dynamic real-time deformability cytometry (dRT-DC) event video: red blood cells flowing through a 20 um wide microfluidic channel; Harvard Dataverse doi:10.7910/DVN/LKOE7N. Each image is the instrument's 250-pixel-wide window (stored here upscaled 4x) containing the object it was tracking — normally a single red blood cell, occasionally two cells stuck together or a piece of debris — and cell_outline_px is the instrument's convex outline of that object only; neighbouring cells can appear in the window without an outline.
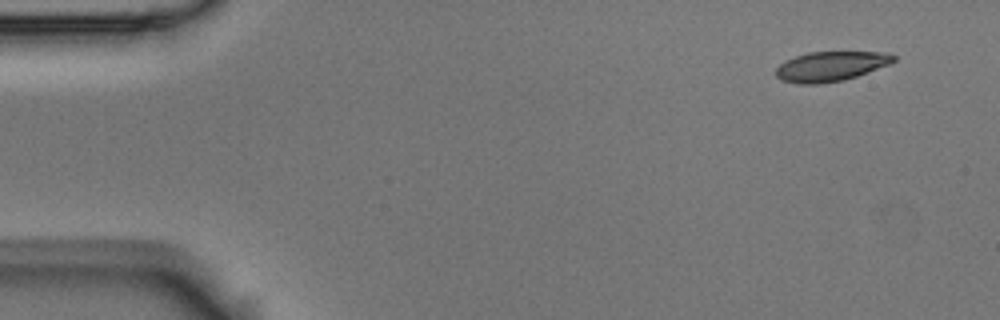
{"species": "Egyptian fruit bat (a non-hibernating species)", "species_latin": "Rousettus aegyptiacus", "temperature_condition": "room temperature", "stored_images_in_passage": 4, "camera_frame_rate_fps": 3000, "um_per_image_px": 0.085, "animal": {"sex": "male"}, "frame": {"image": 1, "passage_image": 1, "time_ms": 0.0, "image_size_px": [1000, 320], "cell_outline_px": [[896, 60], [888, 64], [856, 76], [844, 80], [820, 84], [800, 84], [780, 80], [776, 76], [776, 68], [784, 60], [808, 52], [888, 52], [896, 56]], "centroid_in_image_um": [70.58, 5.64], "position_along_channel_um": 14.4, "area_um2": 20.4}}
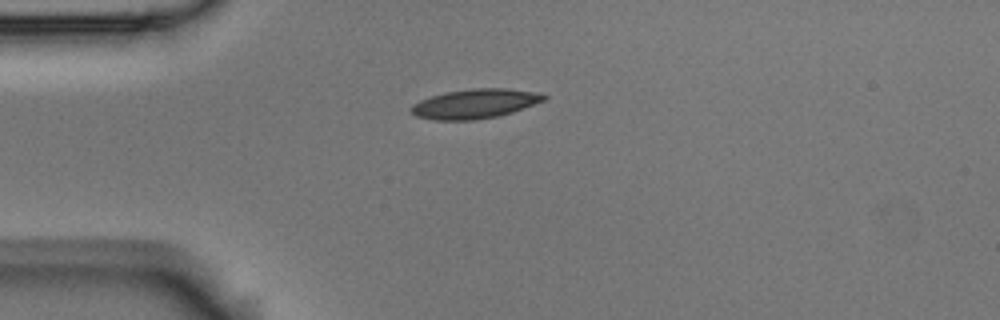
{"frame": {"image": 2, "passage_image": 3, "time_ms": 0.667, "image_size_px": [1000, 320], "cell_outline_px": [[548, 96], [544, 100], [512, 112], [500, 116], [476, 120], [432, 120], [416, 116], [408, 108], [412, 104], [420, 100], [444, 92], [476, 88], [504, 88], [540, 92]], "centroid_in_image_um": [40.35, 8.82], "position_along_channel_um": 44.6, "area_um2": 22.89}}